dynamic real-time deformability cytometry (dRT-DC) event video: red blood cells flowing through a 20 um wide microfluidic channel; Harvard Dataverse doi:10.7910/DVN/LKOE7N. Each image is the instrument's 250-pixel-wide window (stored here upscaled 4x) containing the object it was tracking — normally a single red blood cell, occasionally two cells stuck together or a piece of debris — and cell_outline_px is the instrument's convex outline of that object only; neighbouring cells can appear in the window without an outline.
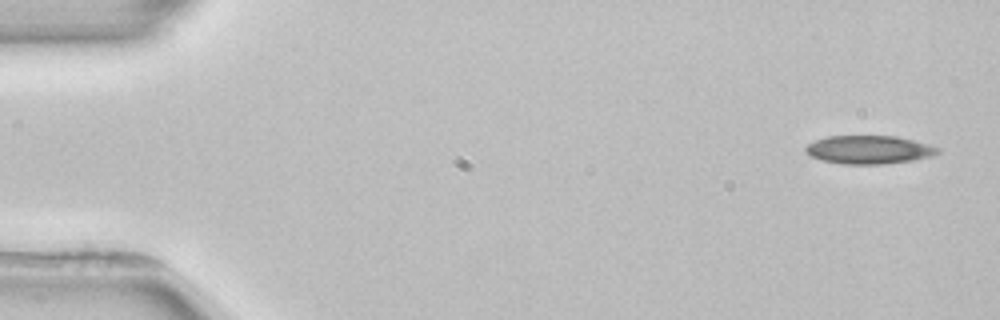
{"species": "common noctule bat (a hibernating species)", "species_latin": "Nyctalus noctula", "temperature_condition": "room temperature", "stored_images_in_passage": 3, "camera_frame_rate_fps": 3000, "um_per_image_px": 0.085, "animal": {"sex": "female", "body_mass_g": 22.7, "forearm_length_mm": 54.2}, "frame": {"image": 1, "passage_image": 1, "time_ms": 0.0, "image_size_px": [1000, 320], "cell_outline_px": [[940, 152], [928, 156], [912, 160], [884, 164], [844, 164], [820, 160], [804, 152], [804, 148], [808, 144], [816, 140], [828, 136], [896, 136], [928, 144], [940, 148]], "centroid_in_image_um": [73.82, 12.72], "position_along_channel_um": 11.2, "area_um2": 21.68}}
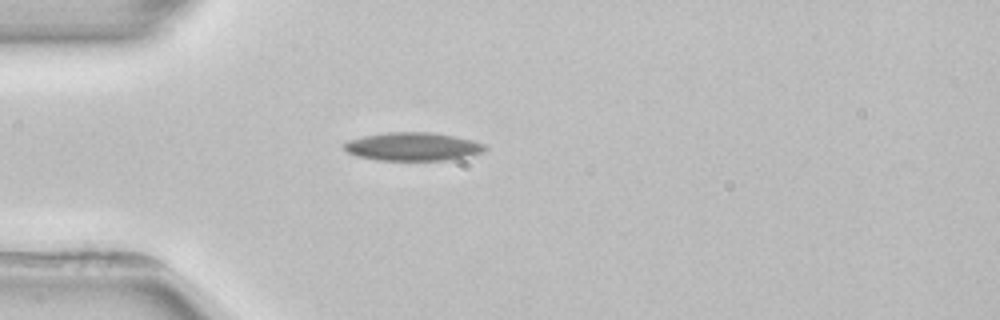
{"frame": {"image": 2, "passage_image": 3, "time_ms": 4.0, "image_size_px": [1000, 320], "cell_outline_px": [[488, 148], [484, 152], [444, 160], [376, 160], [356, 156], [348, 152], [344, 148], [344, 144], [348, 140], [364, 136], [388, 132], [432, 132], [456, 136], [472, 140], [484, 144]], "centroid_in_image_um": [35.08, 12.45], "position_along_channel_um": 49.9, "area_um2": 23.12}}